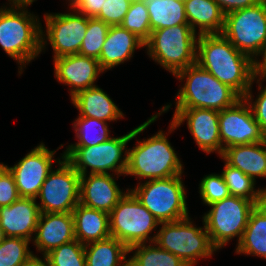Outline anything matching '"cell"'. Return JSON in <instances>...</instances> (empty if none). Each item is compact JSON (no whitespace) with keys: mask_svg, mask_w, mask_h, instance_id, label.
<instances>
[{"mask_svg":"<svg viewBox=\"0 0 266 266\" xmlns=\"http://www.w3.org/2000/svg\"><path fill=\"white\" fill-rule=\"evenodd\" d=\"M265 80L266 78L264 77H256V83H258L259 92L255 98V101L253 98L254 95L252 93V85L243 98L249 104L255 120L259 123L262 132L266 136V85L262 86V82Z\"/></svg>","mask_w":266,"mask_h":266,"instance_id":"8d00e7d4","label":"cell"},{"mask_svg":"<svg viewBox=\"0 0 266 266\" xmlns=\"http://www.w3.org/2000/svg\"><path fill=\"white\" fill-rule=\"evenodd\" d=\"M22 266H50L46 256L42 255V258L33 254L23 263Z\"/></svg>","mask_w":266,"mask_h":266,"instance_id":"7bdbcfd3","label":"cell"},{"mask_svg":"<svg viewBox=\"0 0 266 266\" xmlns=\"http://www.w3.org/2000/svg\"><path fill=\"white\" fill-rule=\"evenodd\" d=\"M147 6L151 31L188 24L184 0H142Z\"/></svg>","mask_w":266,"mask_h":266,"instance_id":"83f0119b","label":"cell"},{"mask_svg":"<svg viewBox=\"0 0 266 266\" xmlns=\"http://www.w3.org/2000/svg\"><path fill=\"white\" fill-rule=\"evenodd\" d=\"M114 176V177H113ZM120 175L115 174H86L80 176V201L79 203L110 213L119 200L127 193L123 192L116 183Z\"/></svg>","mask_w":266,"mask_h":266,"instance_id":"ac0fdd59","label":"cell"},{"mask_svg":"<svg viewBox=\"0 0 266 266\" xmlns=\"http://www.w3.org/2000/svg\"><path fill=\"white\" fill-rule=\"evenodd\" d=\"M40 214L36 199L20 197L10 206L0 207V226L6 237H21L32 242Z\"/></svg>","mask_w":266,"mask_h":266,"instance_id":"ffe728a7","label":"cell"},{"mask_svg":"<svg viewBox=\"0 0 266 266\" xmlns=\"http://www.w3.org/2000/svg\"><path fill=\"white\" fill-rule=\"evenodd\" d=\"M30 242L21 237H6L0 243V266H22L33 253Z\"/></svg>","mask_w":266,"mask_h":266,"instance_id":"836d02e7","label":"cell"},{"mask_svg":"<svg viewBox=\"0 0 266 266\" xmlns=\"http://www.w3.org/2000/svg\"><path fill=\"white\" fill-rule=\"evenodd\" d=\"M198 36L189 24L154 30L145 42L147 55L174 75L196 63Z\"/></svg>","mask_w":266,"mask_h":266,"instance_id":"8992f818","label":"cell"},{"mask_svg":"<svg viewBox=\"0 0 266 266\" xmlns=\"http://www.w3.org/2000/svg\"><path fill=\"white\" fill-rule=\"evenodd\" d=\"M159 223L189 217L182 175L137 183L129 189Z\"/></svg>","mask_w":266,"mask_h":266,"instance_id":"52a82bcc","label":"cell"},{"mask_svg":"<svg viewBox=\"0 0 266 266\" xmlns=\"http://www.w3.org/2000/svg\"><path fill=\"white\" fill-rule=\"evenodd\" d=\"M68 6L72 12L44 14L46 30L41 27V52L50 44L53 59L78 54L87 31L88 17Z\"/></svg>","mask_w":266,"mask_h":266,"instance_id":"7c38bea8","label":"cell"},{"mask_svg":"<svg viewBox=\"0 0 266 266\" xmlns=\"http://www.w3.org/2000/svg\"><path fill=\"white\" fill-rule=\"evenodd\" d=\"M73 128L78 141L66 147L95 146L111 138L108 123L103 120L78 115Z\"/></svg>","mask_w":266,"mask_h":266,"instance_id":"4dcf8cb0","label":"cell"},{"mask_svg":"<svg viewBox=\"0 0 266 266\" xmlns=\"http://www.w3.org/2000/svg\"><path fill=\"white\" fill-rule=\"evenodd\" d=\"M34 1H36V0H19V3L33 4Z\"/></svg>","mask_w":266,"mask_h":266,"instance_id":"f6af8a7d","label":"cell"},{"mask_svg":"<svg viewBox=\"0 0 266 266\" xmlns=\"http://www.w3.org/2000/svg\"><path fill=\"white\" fill-rule=\"evenodd\" d=\"M171 106L172 103H167V105L159 109V112L153 114L143 124H140L123 136H112L109 140L95 146L66 147V150L61 155L73 166L80 176L86 174L125 175L127 169L128 142L135 139L151 123H154L162 113L169 111Z\"/></svg>","mask_w":266,"mask_h":266,"instance_id":"7a4b0ae2","label":"cell"},{"mask_svg":"<svg viewBox=\"0 0 266 266\" xmlns=\"http://www.w3.org/2000/svg\"><path fill=\"white\" fill-rule=\"evenodd\" d=\"M221 34L236 49L257 58L266 40V0L226 14Z\"/></svg>","mask_w":266,"mask_h":266,"instance_id":"8fae6325","label":"cell"},{"mask_svg":"<svg viewBox=\"0 0 266 266\" xmlns=\"http://www.w3.org/2000/svg\"><path fill=\"white\" fill-rule=\"evenodd\" d=\"M75 238L85 245L111 237L109 213L78 204L73 212Z\"/></svg>","mask_w":266,"mask_h":266,"instance_id":"cb8c5ba5","label":"cell"},{"mask_svg":"<svg viewBox=\"0 0 266 266\" xmlns=\"http://www.w3.org/2000/svg\"><path fill=\"white\" fill-rule=\"evenodd\" d=\"M110 235L128 249L137 244L154 242L158 220L128 190L109 213ZM154 230V231H153Z\"/></svg>","mask_w":266,"mask_h":266,"instance_id":"9c48e42d","label":"cell"},{"mask_svg":"<svg viewBox=\"0 0 266 266\" xmlns=\"http://www.w3.org/2000/svg\"><path fill=\"white\" fill-rule=\"evenodd\" d=\"M0 7V46L19 64L21 75L32 60L41 54V22L28 10L32 4L17 3Z\"/></svg>","mask_w":266,"mask_h":266,"instance_id":"3957f363","label":"cell"},{"mask_svg":"<svg viewBox=\"0 0 266 266\" xmlns=\"http://www.w3.org/2000/svg\"><path fill=\"white\" fill-rule=\"evenodd\" d=\"M120 26L137 35L146 42L151 35L150 19L147 6L142 0H132L129 10Z\"/></svg>","mask_w":266,"mask_h":266,"instance_id":"d6a6232c","label":"cell"},{"mask_svg":"<svg viewBox=\"0 0 266 266\" xmlns=\"http://www.w3.org/2000/svg\"><path fill=\"white\" fill-rule=\"evenodd\" d=\"M56 150H49L43 142L29 151L12 167L4 164L13 174L20 197L36 199L44 180L52 170Z\"/></svg>","mask_w":266,"mask_h":266,"instance_id":"9a60e30c","label":"cell"},{"mask_svg":"<svg viewBox=\"0 0 266 266\" xmlns=\"http://www.w3.org/2000/svg\"><path fill=\"white\" fill-rule=\"evenodd\" d=\"M173 76L181 84L185 82L175 97V109L205 108L222 111L241 99L233 89L197 63L181 69Z\"/></svg>","mask_w":266,"mask_h":266,"instance_id":"277c9868","label":"cell"},{"mask_svg":"<svg viewBox=\"0 0 266 266\" xmlns=\"http://www.w3.org/2000/svg\"><path fill=\"white\" fill-rule=\"evenodd\" d=\"M44 180L36 197L41 213H72L80 201V175L63 157ZM38 198V199H37Z\"/></svg>","mask_w":266,"mask_h":266,"instance_id":"4fadbf2b","label":"cell"},{"mask_svg":"<svg viewBox=\"0 0 266 266\" xmlns=\"http://www.w3.org/2000/svg\"><path fill=\"white\" fill-rule=\"evenodd\" d=\"M184 7L188 24L196 33H222L225 14L214 0H184Z\"/></svg>","mask_w":266,"mask_h":266,"instance_id":"d4e9b609","label":"cell"},{"mask_svg":"<svg viewBox=\"0 0 266 266\" xmlns=\"http://www.w3.org/2000/svg\"><path fill=\"white\" fill-rule=\"evenodd\" d=\"M167 136L166 132L159 130L147 139L137 140L134 147L128 148L124 176H135L139 181H148L182 175V161Z\"/></svg>","mask_w":266,"mask_h":266,"instance_id":"5b68a950","label":"cell"},{"mask_svg":"<svg viewBox=\"0 0 266 266\" xmlns=\"http://www.w3.org/2000/svg\"><path fill=\"white\" fill-rule=\"evenodd\" d=\"M71 103L79 111V116L95 118L103 121L124 119V113L98 85L79 91Z\"/></svg>","mask_w":266,"mask_h":266,"instance_id":"7402d4cb","label":"cell"},{"mask_svg":"<svg viewBox=\"0 0 266 266\" xmlns=\"http://www.w3.org/2000/svg\"><path fill=\"white\" fill-rule=\"evenodd\" d=\"M71 7H73L77 12L87 16L96 17L106 0H68Z\"/></svg>","mask_w":266,"mask_h":266,"instance_id":"ab89813d","label":"cell"},{"mask_svg":"<svg viewBox=\"0 0 266 266\" xmlns=\"http://www.w3.org/2000/svg\"><path fill=\"white\" fill-rule=\"evenodd\" d=\"M6 238V235L4 233V230L0 226V243Z\"/></svg>","mask_w":266,"mask_h":266,"instance_id":"ee69618b","label":"cell"},{"mask_svg":"<svg viewBox=\"0 0 266 266\" xmlns=\"http://www.w3.org/2000/svg\"><path fill=\"white\" fill-rule=\"evenodd\" d=\"M19 198L13 174L0 162V207L10 206Z\"/></svg>","mask_w":266,"mask_h":266,"instance_id":"f35d334b","label":"cell"},{"mask_svg":"<svg viewBox=\"0 0 266 266\" xmlns=\"http://www.w3.org/2000/svg\"><path fill=\"white\" fill-rule=\"evenodd\" d=\"M220 157L228 165L239 169L255 182L258 177L266 178V140L227 147Z\"/></svg>","mask_w":266,"mask_h":266,"instance_id":"603a6c76","label":"cell"},{"mask_svg":"<svg viewBox=\"0 0 266 266\" xmlns=\"http://www.w3.org/2000/svg\"><path fill=\"white\" fill-rule=\"evenodd\" d=\"M236 245V254L266 259V200L250 212L243 236Z\"/></svg>","mask_w":266,"mask_h":266,"instance_id":"484cf974","label":"cell"},{"mask_svg":"<svg viewBox=\"0 0 266 266\" xmlns=\"http://www.w3.org/2000/svg\"><path fill=\"white\" fill-rule=\"evenodd\" d=\"M8 2H9V5H14V4L19 3V0H8Z\"/></svg>","mask_w":266,"mask_h":266,"instance_id":"bcb514c9","label":"cell"},{"mask_svg":"<svg viewBox=\"0 0 266 266\" xmlns=\"http://www.w3.org/2000/svg\"><path fill=\"white\" fill-rule=\"evenodd\" d=\"M218 117L219 111L211 109H175L168 133L171 134L187 121V128L198 147L206 154L215 152L220 157L223 147L220 140Z\"/></svg>","mask_w":266,"mask_h":266,"instance_id":"2e32d148","label":"cell"},{"mask_svg":"<svg viewBox=\"0 0 266 266\" xmlns=\"http://www.w3.org/2000/svg\"><path fill=\"white\" fill-rule=\"evenodd\" d=\"M196 63L241 98L257 77L254 60L236 49L222 34L198 36Z\"/></svg>","mask_w":266,"mask_h":266,"instance_id":"6da1fadb","label":"cell"},{"mask_svg":"<svg viewBox=\"0 0 266 266\" xmlns=\"http://www.w3.org/2000/svg\"><path fill=\"white\" fill-rule=\"evenodd\" d=\"M132 0H106L96 18L110 26L120 25L129 10Z\"/></svg>","mask_w":266,"mask_h":266,"instance_id":"74e56055","label":"cell"},{"mask_svg":"<svg viewBox=\"0 0 266 266\" xmlns=\"http://www.w3.org/2000/svg\"><path fill=\"white\" fill-rule=\"evenodd\" d=\"M75 239L72 213H41L32 242L37 252L45 256Z\"/></svg>","mask_w":266,"mask_h":266,"instance_id":"d6986e66","label":"cell"},{"mask_svg":"<svg viewBox=\"0 0 266 266\" xmlns=\"http://www.w3.org/2000/svg\"><path fill=\"white\" fill-rule=\"evenodd\" d=\"M202 223L203 227H197L191 217L160 223L154 242L188 266H195L200 258H210L217 251L210 241L204 221Z\"/></svg>","mask_w":266,"mask_h":266,"instance_id":"ba28073f","label":"cell"},{"mask_svg":"<svg viewBox=\"0 0 266 266\" xmlns=\"http://www.w3.org/2000/svg\"><path fill=\"white\" fill-rule=\"evenodd\" d=\"M208 206L210 210L202 216V220L212 245L220 250L234 237H237L238 244L256 204L247 198L230 195Z\"/></svg>","mask_w":266,"mask_h":266,"instance_id":"30bf717a","label":"cell"},{"mask_svg":"<svg viewBox=\"0 0 266 266\" xmlns=\"http://www.w3.org/2000/svg\"><path fill=\"white\" fill-rule=\"evenodd\" d=\"M257 57L258 58L254 59V69H255L256 75L259 77L266 78V40H265V43H264V46L261 52L257 55Z\"/></svg>","mask_w":266,"mask_h":266,"instance_id":"b9f144b4","label":"cell"},{"mask_svg":"<svg viewBox=\"0 0 266 266\" xmlns=\"http://www.w3.org/2000/svg\"><path fill=\"white\" fill-rule=\"evenodd\" d=\"M45 256L50 266H86L85 246L76 239L53 249Z\"/></svg>","mask_w":266,"mask_h":266,"instance_id":"e575fe53","label":"cell"},{"mask_svg":"<svg viewBox=\"0 0 266 266\" xmlns=\"http://www.w3.org/2000/svg\"><path fill=\"white\" fill-rule=\"evenodd\" d=\"M198 189L203 204L207 206L230 196L229 189L221 173L205 175L200 181Z\"/></svg>","mask_w":266,"mask_h":266,"instance_id":"d590c367","label":"cell"},{"mask_svg":"<svg viewBox=\"0 0 266 266\" xmlns=\"http://www.w3.org/2000/svg\"><path fill=\"white\" fill-rule=\"evenodd\" d=\"M54 76L59 83L69 86L72 98L79 91L96 86V80L103 74L99 61L79 54L53 59Z\"/></svg>","mask_w":266,"mask_h":266,"instance_id":"e0dca14e","label":"cell"},{"mask_svg":"<svg viewBox=\"0 0 266 266\" xmlns=\"http://www.w3.org/2000/svg\"><path fill=\"white\" fill-rule=\"evenodd\" d=\"M218 123L223 151L230 146L266 140V136L244 98L238 100L232 107L219 111Z\"/></svg>","mask_w":266,"mask_h":266,"instance_id":"5bb4252c","label":"cell"},{"mask_svg":"<svg viewBox=\"0 0 266 266\" xmlns=\"http://www.w3.org/2000/svg\"><path fill=\"white\" fill-rule=\"evenodd\" d=\"M84 246L86 266H128L129 249L114 237Z\"/></svg>","mask_w":266,"mask_h":266,"instance_id":"4316f807","label":"cell"},{"mask_svg":"<svg viewBox=\"0 0 266 266\" xmlns=\"http://www.w3.org/2000/svg\"><path fill=\"white\" fill-rule=\"evenodd\" d=\"M145 48V42L120 25L110 26L99 56L104 72L132 59L136 49Z\"/></svg>","mask_w":266,"mask_h":266,"instance_id":"44dd1931","label":"cell"},{"mask_svg":"<svg viewBox=\"0 0 266 266\" xmlns=\"http://www.w3.org/2000/svg\"><path fill=\"white\" fill-rule=\"evenodd\" d=\"M226 15L232 11L251 7L261 0H214Z\"/></svg>","mask_w":266,"mask_h":266,"instance_id":"60d3db41","label":"cell"},{"mask_svg":"<svg viewBox=\"0 0 266 266\" xmlns=\"http://www.w3.org/2000/svg\"><path fill=\"white\" fill-rule=\"evenodd\" d=\"M148 244V245H147ZM128 266H188L184 261L155 242L137 244L129 248Z\"/></svg>","mask_w":266,"mask_h":266,"instance_id":"f1b7e54d","label":"cell"},{"mask_svg":"<svg viewBox=\"0 0 266 266\" xmlns=\"http://www.w3.org/2000/svg\"><path fill=\"white\" fill-rule=\"evenodd\" d=\"M110 25L96 17H88V26L79 55L99 59Z\"/></svg>","mask_w":266,"mask_h":266,"instance_id":"1f68e13d","label":"cell"},{"mask_svg":"<svg viewBox=\"0 0 266 266\" xmlns=\"http://www.w3.org/2000/svg\"><path fill=\"white\" fill-rule=\"evenodd\" d=\"M224 163L221 174L227 184L230 195L247 198L256 205L266 200V188L256 189V182L251 177L245 175L239 169L228 165L225 161Z\"/></svg>","mask_w":266,"mask_h":266,"instance_id":"f546056e","label":"cell"}]
</instances>
